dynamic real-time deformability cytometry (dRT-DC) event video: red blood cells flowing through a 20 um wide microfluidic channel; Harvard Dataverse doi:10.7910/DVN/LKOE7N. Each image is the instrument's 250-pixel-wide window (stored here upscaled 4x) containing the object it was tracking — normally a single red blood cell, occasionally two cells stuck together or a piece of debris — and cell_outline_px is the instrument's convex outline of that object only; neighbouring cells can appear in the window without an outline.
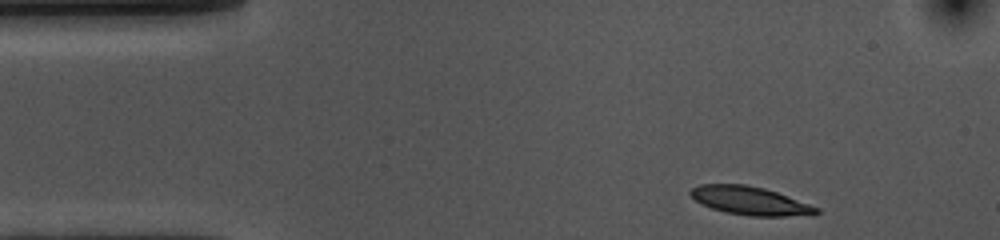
{"species": "common noctule bat (a hibernating species)", "species_latin": "Nyctalus noctula", "temperature_condition": "cold", "stored_images_in_passage": 40, "camera_frame_rate_fps": 3000, "um_per_image_px": 0.085, "animal": {"sex": "female", "body_mass_g": 10.0, "forearm_length_mm": 53.1}, "frame": {"image": 1, "passage_image": 1, "time_ms": 0.0, "image_size_px": [1000, 240], "cell_outline_px": [[820, 212], [812, 216], [748, 216], [728, 212], [712, 208], [696, 200], [688, 192], [692, 188], [700, 184], [744, 184], [764, 188], [776, 192], [820, 208]], "centroid_in_image_um": [63.81, 17.07], "position_along_channel_um": 21.2, "area_um2": 20.69}}
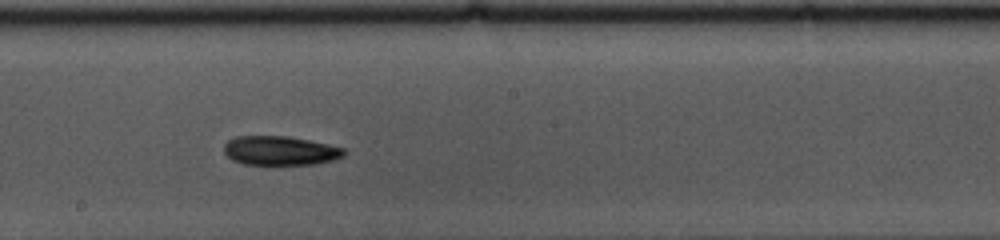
{"frame": {"image": 2, "passage_image": 23, "time_ms": 7.333, "image_size_px": [1000, 240], "cell_outline_px": [[344, 156], [332, 160], [312, 164], [244, 164], [232, 160], [224, 152], [224, 144], [228, 140], [236, 136], [288, 136], [328, 144], [344, 148]], "centroid_in_image_um": [23.78, 12.8], "position_along_channel_um": 224.4, "area_um2": 20.23}}
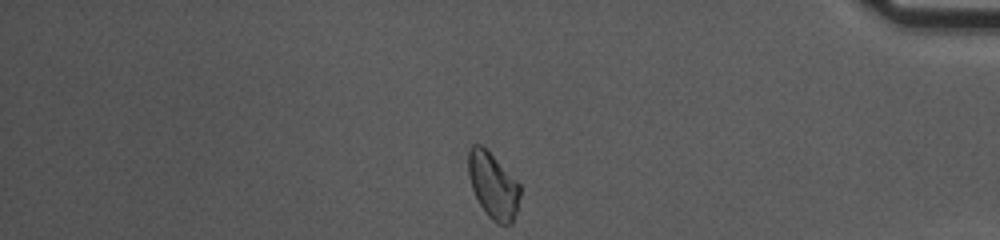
{"frame": {"image": 3, "passage_image": 40, "time_ms": 13.0, "image_size_px": [1000, 240], "cell_outline_px": [[520, 196], [516, 212], [512, 224], [496, 224], [488, 216], [480, 204], [472, 188], [468, 176], [468, 152], [472, 144], [480, 144], [520, 184]], "centroid_in_image_um": [41.9, 15.8], "position_along_channel_um": 393.3, "area_um2": 19.54}, "authors_computed_cell_mechanics": {"area_um2": 20.6635, "velocity_mm_per_s": 3.592, "shape_relaxation_time_tau1_ms": 3.1313, "shape_relaxation_time_tau2_ms": null, "deformation_change_tau1": 0.1212, "deformation_change_tau2": null}}